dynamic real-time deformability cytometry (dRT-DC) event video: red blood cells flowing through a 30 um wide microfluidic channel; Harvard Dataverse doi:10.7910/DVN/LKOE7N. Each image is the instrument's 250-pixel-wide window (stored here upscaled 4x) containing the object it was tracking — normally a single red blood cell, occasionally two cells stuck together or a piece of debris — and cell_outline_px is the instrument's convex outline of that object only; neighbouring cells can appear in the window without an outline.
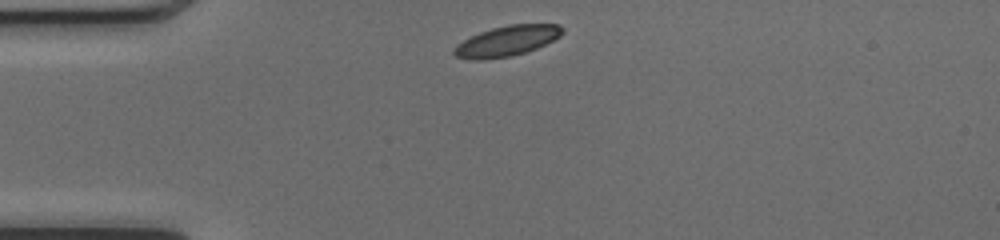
{"species": "common noctule bat (a hibernating species)", "species_latin": "Nyctalus noctula", "temperature_condition": "cold", "stored_images_in_passage": 39, "camera_frame_rate_fps": 3000, "um_per_image_px": 0.085, "animal": {"sex": "female", "body_mass_g": 17.0, "forearm_length_mm": 48.0}, "frame": {"image": 1, "passage_image": 1, "time_ms": 0.0, "image_size_px": [1000, 240], "cell_outline_px": [[564, 32], [560, 36], [536, 48], [512, 56], [484, 60], [472, 60], [456, 56], [452, 52], [456, 44], [480, 32], [492, 28], [508, 24], [560, 24], [564, 28]], "centroid_in_image_um": [43.08, 3.48], "position_along_channel_um": 41.9, "area_um2": 19.13}}
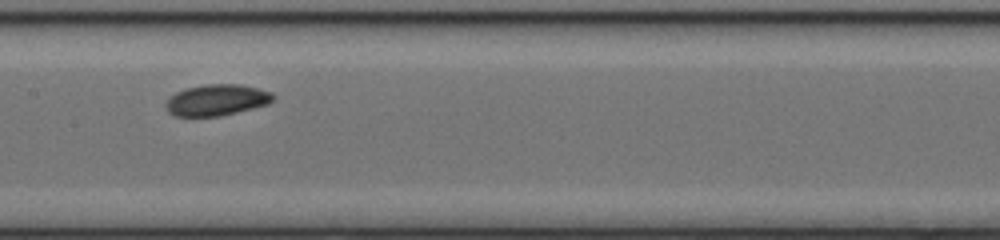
{"frame": {"image": 2, "passage_image": 14, "time_ms": 4.333, "image_size_px": [1000, 240], "cell_outline_px": [[276, 96], [268, 104], [220, 116], [176, 116], [168, 112], [164, 104], [176, 92], [184, 88], [204, 84], [240, 84], [272, 92]], "centroid_in_image_um": [18.41, 8.49], "position_along_channel_um": 189.0, "area_um2": 19.48}}
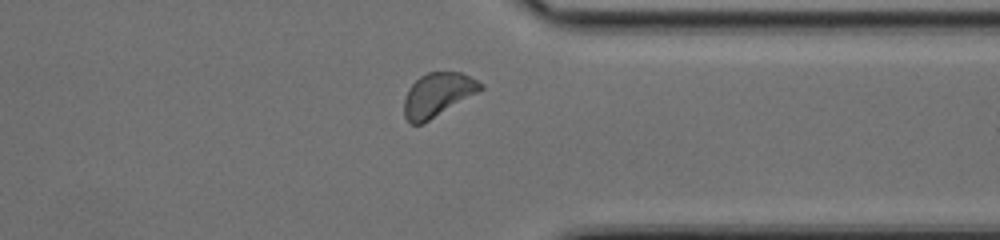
{"frame": {"image": 3, "passage_image": 28, "time_ms": 9.0, "image_size_px": [1000, 240], "cell_outline_px": [[484, 88], [480, 92], [424, 124], [412, 124], [404, 116], [404, 100], [408, 88], [420, 76], [428, 72], [460, 72], [484, 84]], "centroid_in_image_um": [37.22, 8.07], "position_along_channel_um": 374.2, "area_um2": 19.71}, "authors_computed_cell_mechanics": {"area_um2": 19.4208, "velocity_mm_per_s": 4.0432, "shape_relaxation_time_tau1_ms": 1.0098, "shape_relaxation_time_tau2_ms": 6.2921, "deformation_change_tau1": 0.0561, "deformation_change_tau2": 0.093}}